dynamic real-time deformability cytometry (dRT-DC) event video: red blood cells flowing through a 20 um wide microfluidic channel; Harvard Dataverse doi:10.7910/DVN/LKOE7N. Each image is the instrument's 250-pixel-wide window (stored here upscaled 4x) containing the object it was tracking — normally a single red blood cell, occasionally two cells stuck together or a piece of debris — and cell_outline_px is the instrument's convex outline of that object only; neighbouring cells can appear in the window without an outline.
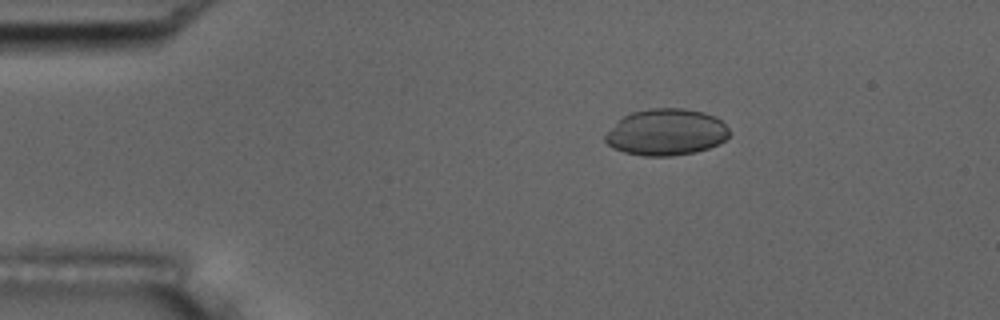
{"species": "common noctule bat (a hibernating species)", "species_latin": "Nyctalus noctula", "temperature_condition": "room temperature", "stored_images_in_passage": 5, "camera_frame_rate_fps": 3000, "um_per_image_px": 0.085, "animal": {"sex": "male", "body_mass_g": 17.5, "forearm_length_mm": 52.3}, "frame": {"image": 1, "passage_image": 3, "time_ms": 2.333, "image_size_px": [1000, 320], "cell_outline_px": [[728, 136], [720, 144], [696, 152], [672, 156], [644, 156], [624, 152], [612, 148], [604, 140], [604, 136], [624, 116], [632, 112], [652, 108], [684, 108], [704, 112], [716, 116], [728, 128]], "centroid_in_image_um": [56.64, 11.24], "position_along_channel_um": 28.4, "area_um2": 33.58}}